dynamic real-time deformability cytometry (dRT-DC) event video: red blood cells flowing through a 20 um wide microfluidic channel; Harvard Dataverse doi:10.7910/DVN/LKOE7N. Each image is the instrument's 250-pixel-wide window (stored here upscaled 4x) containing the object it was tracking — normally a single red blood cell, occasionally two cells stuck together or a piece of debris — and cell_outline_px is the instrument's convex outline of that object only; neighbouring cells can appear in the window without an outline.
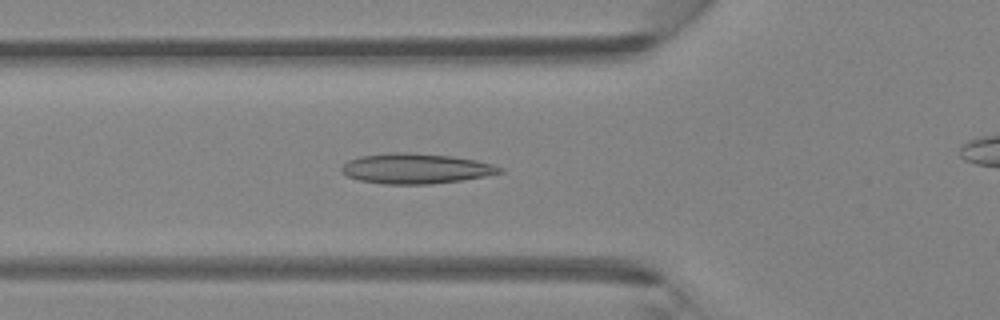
{"species": "Egyptian fruit bat (a non-hibernating species)", "species_latin": "Rousettus aegyptiacus", "temperature_condition": "room temperature", "stored_images_in_passage": 28, "camera_frame_rate_fps": 3000, "um_per_image_px": 0.085, "animal": {"sex": "female"}, "frame": {"image": 1, "passage_image": 4, "time_ms": 1.0, "image_size_px": [1000, 320], "cell_outline_px": [[504, 172], [484, 176], [460, 180], [428, 184], [384, 184], [360, 180], [348, 176], [340, 172], [340, 168], [348, 160], [360, 156], [388, 152], [408, 152], [452, 156], [476, 160], [492, 164], [504, 168]], "centroid_in_image_um": [35.32, 14.32], "position_along_channel_um": 90.5, "area_um2": 27.86}}
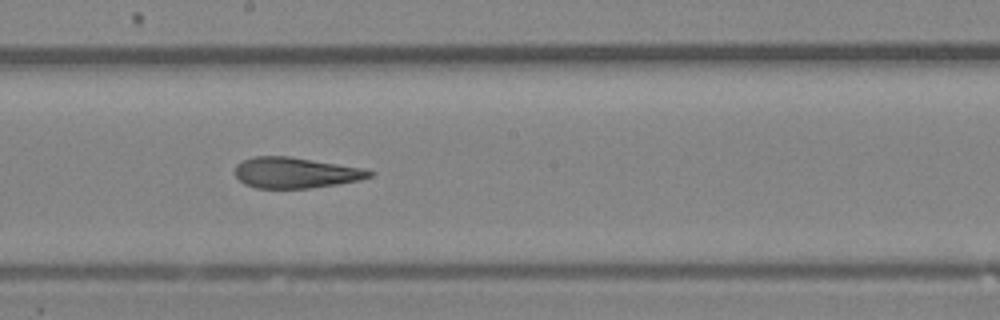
{"frame": {"image": 2, "passage_image": 13, "time_ms": 4.0, "image_size_px": [1000, 320], "cell_outline_px": [[376, 172], [372, 176], [360, 180], [336, 184], [308, 188], [256, 188], [244, 184], [236, 176], [236, 164], [252, 156], [288, 156], [360, 168]], "centroid_in_image_um": [25.09, 14.68], "position_along_channel_um": 223.1, "area_um2": 23.81}}
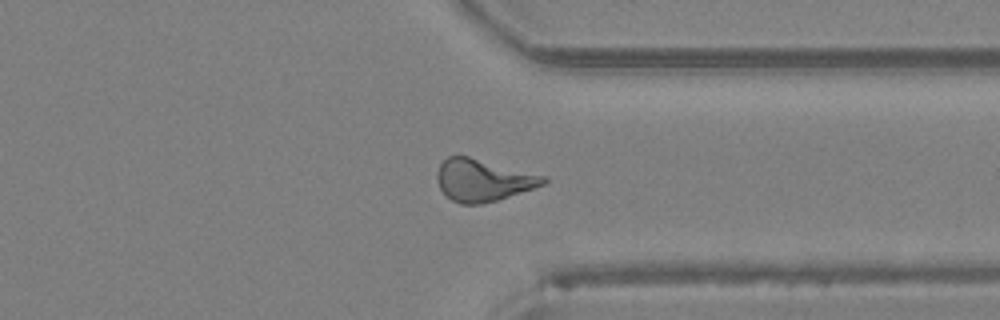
{"frame": {"image": 3, "passage_image": 23, "time_ms": 7.333, "image_size_px": [1000, 320], "cell_outline_px": [[548, 180], [544, 184], [496, 200], [480, 204], [460, 204], [452, 200], [440, 188], [436, 176], [436, 172], [440, 164], [448, 156], [468, 156], [548, 176]], "centroid_in_image_um": [41.06, 15.3], "position_along_channel_um": 370.3, "area_um2": 25.84}}